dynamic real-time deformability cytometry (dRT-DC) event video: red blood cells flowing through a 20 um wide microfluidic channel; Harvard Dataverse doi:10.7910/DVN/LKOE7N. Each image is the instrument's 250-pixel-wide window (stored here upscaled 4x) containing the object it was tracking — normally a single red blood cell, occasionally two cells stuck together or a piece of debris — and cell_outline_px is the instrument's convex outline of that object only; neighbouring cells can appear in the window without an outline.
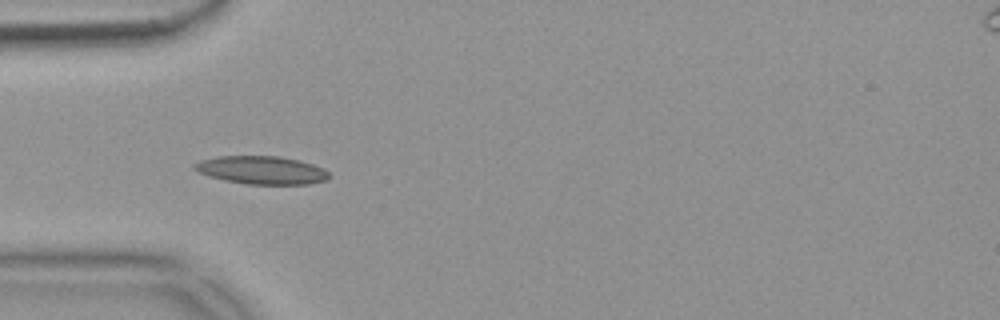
{"species": "common noctule bat (a hibernating species)", "species_latin": "Nyctalus noctula", "temperature_condition": "warm", "stored_images_in_passage": 10, "camera_frame_rate_fps": 3000, "um_per_image_px": 0.085, "animal": {"sex": "female", "body_mass_g": 18.4}, "frame": {"image": 1, "passage_image": 4, "time_ms": 1.0, "image_size_px": [1000, 320], "cell_outline_px": [[328, 180], [308, 184], [248, 184], [224, 180], [208, 176], [192, 168], [192, 164], [200, 160], [216, 156], [280, 156], [300, 160], [324, 168], [328, 172]], "centroid_in_image_um": [22.22, 14.45], "position_along_channel_um": 62.8, "area_um2": 22.14}}